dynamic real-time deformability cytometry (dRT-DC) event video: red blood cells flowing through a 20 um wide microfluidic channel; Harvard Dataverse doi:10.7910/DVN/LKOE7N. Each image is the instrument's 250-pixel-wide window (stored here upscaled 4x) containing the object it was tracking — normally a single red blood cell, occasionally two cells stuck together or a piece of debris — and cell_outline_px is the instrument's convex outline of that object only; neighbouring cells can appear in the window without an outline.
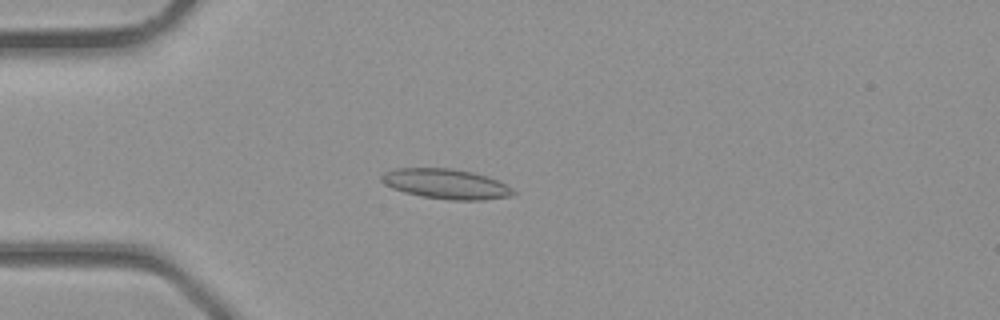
{"species": "common noctule bat (a hibernating species)", "species_latin": "Nyctalus noctula", "temperature_condition": "room temperature", "stored_images_in_passage": 37, "camera_frame_rate_fps": 3000, "um_per_image_px": 0.085, "animal": {"sex": "male", "body_mass_g": 23.1, "forearm_length_mm": 52.7}, "frame": {"image": 1, "passage_image": 10, "time_ms": 3.0, "image_size_px": [1000, 320], "cell_outline_px": [[516, 192], [512, 196], [484, 200], [448, 200], [420, 196], [404, 192], [392, 188], [384, 184], [380, 180], [380, 176], [384, 172], [396, 168], [452, 168], [472, 172], [496, 180], [512, 188]], "centroid_in_image_um": [37.87, 15.64], "position_along_channel_um": 47.1, "area_um2": 23.06}}
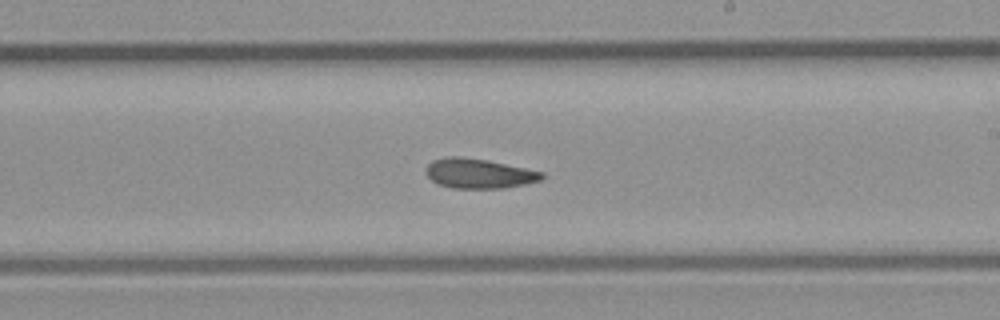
{"frame": {"image": 2, "passage_image": 22, "time_ms": 7.0, "image_size_px": [1000, 320], "cell_outline_px": [[544, 176], [540, 180], [524, 184], [504, 188], [452, 188], [436, 184], [424, 172], [424, 168], [432, 160], [448, 156], [456, 156], [484, 160], [544, 172]], "centroid_in_image_um": [40.64, 14.75], "position_along_channel_um": 248.4, "area_um2": 19.94}}
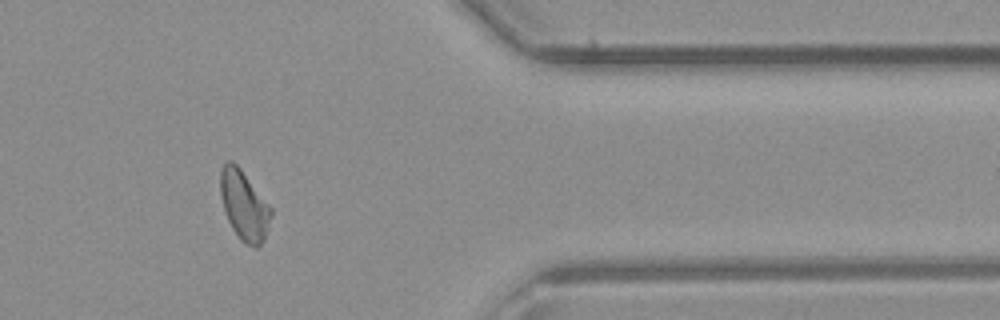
{"frame": {"image": 3, "passage_image": 31, "time_ms": 10.0, "image_size_px": [1000, 320], "cell_outline_px": [[272, 216], [264, 240], [256, 248], [244, 244], [240, 240], [232, 228], [224, 212], [220, 196], [220, 168], [228, 160], [232, 160], [240, 168], [272, 208]], "centroid_in_image_um": [20.74, 17.47], "position_along_channel_um": 390.7, "area_um2": 20.69}}